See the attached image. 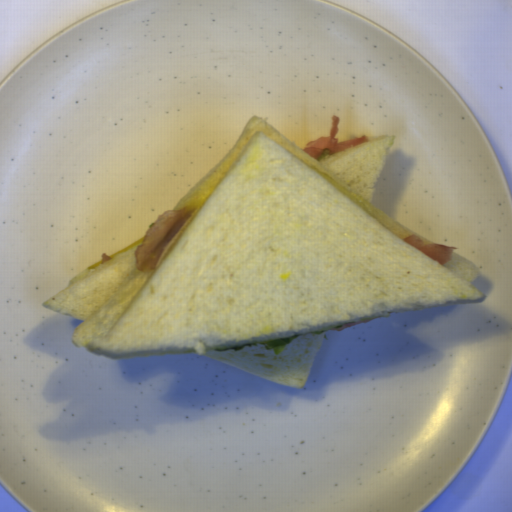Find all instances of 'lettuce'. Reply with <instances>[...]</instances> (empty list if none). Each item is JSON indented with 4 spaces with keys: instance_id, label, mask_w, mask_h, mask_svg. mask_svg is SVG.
Segmentation results:
<instances>
[{
    "instance_id": "1",
    "label": "lettuce",
    "mask_w": 512,
    "mask_h": 512,
    "mask_svg": "<svg viewBox=\"0 0 512 512\" xmlns=\"http://www.w3.org/2000/svg\"><path fill=\"white\" fill-rule=\"evenodd\" d=\"M304 334L297 333L289 337L282 338H274V339H266L257 342L247 343V344H237V345H226L219 348H215L213 351L222 352V351H241L244 347H253V346H262L268 351H272L273 354H280V352L290 343L294 342L297 338Z\"/></svg>"
},
{
    "instance_id": "2",
    "label": "lettuce",
    "mask_w": 512,
    "mask_h": 512,
    "mask_svg": "<svg viewBox=\"0 0 512 512\" xmlns=\"http://www.w3.org/2000/svg\"><path fill=\"white\" fill-rule=\"evenodd\" d=\"M327 329H321V330H315V331H309L313 335H322Z\"/></svg>"
}]
</instances>
